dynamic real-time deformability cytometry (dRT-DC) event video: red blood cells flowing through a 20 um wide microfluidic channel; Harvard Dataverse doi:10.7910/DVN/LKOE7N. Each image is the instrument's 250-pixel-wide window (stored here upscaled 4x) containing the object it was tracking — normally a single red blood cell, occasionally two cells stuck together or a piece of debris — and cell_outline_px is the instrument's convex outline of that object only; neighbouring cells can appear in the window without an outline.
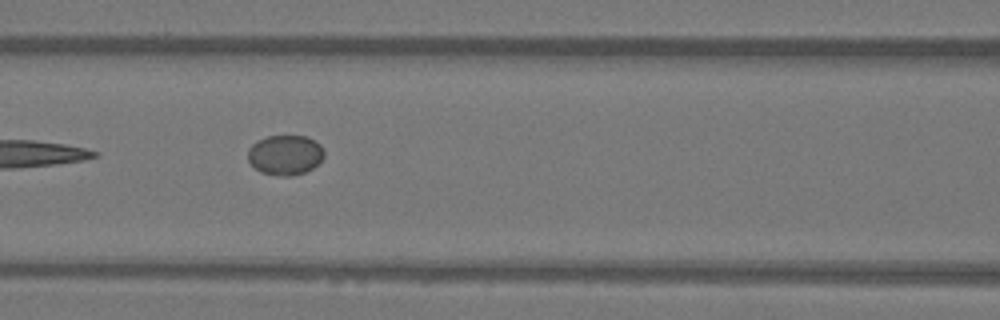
{"species": "Egyptian fruit bat (a non-hibernating species)", "species_latin": "Rousettus aegyptiacus", "temperature_condition": "warm", "stored_images_in_passage": 8, "camera_frame_rate_fps": 3000, "um_per_image_px": 0.085, "animal": {"sex": "female"}, "frame": {"image": 1, "passage_image": 5, "time_ms": 1.333, "image_size_px": [1000, 320], "cell_outline_px": [[324, 156], [312, 168], [304, 172], [292, 176], [280, 176], [260, 172], [248, 160], [248, 148], [256, 140], [268, 136], [308, 136], [320, 144], [324, 152]], "centroid_in_image_um": [24.22, 13.16], "position_along_channel_um": 142.4, "area_um2": 17.74}}
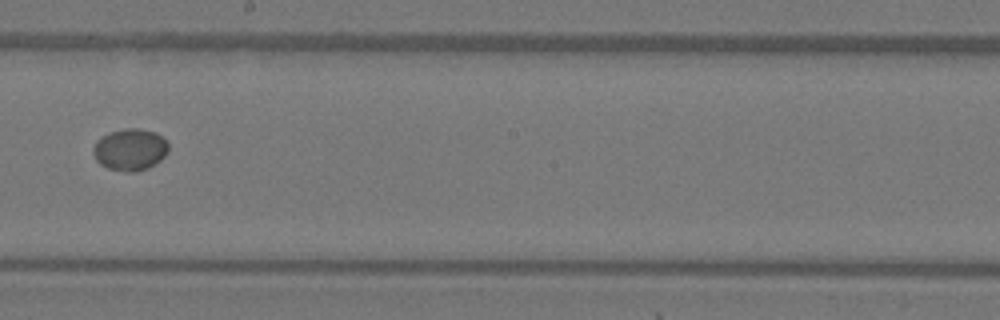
{"frame": {"image": 2, "passage_image": 7, "time_ms": 2.0, "image_size_px": [1000, 320], "cell_outline_px": [[168, 152], [160, 160], [148, 168], [136, 172], [128, 172], [108, 168], [100, 164], [96, 160], [92, 152], [92, 148], [96, 140], [100, 136], [124, 128], [140, 128], [156, 132], [168, 144]], "centroid_in_image_um": [11.03, 12.71], "position_along_channel_um": 237.2, "area_um2": 18.44}}
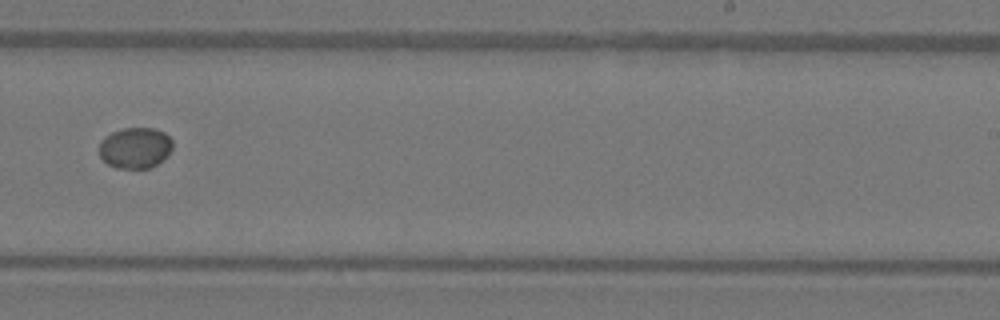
{"frame": {"image": 3, "passage_image": 8, "time_ms": 2.333, "image_size_px": [1000, 320], "cell_outline_px": [[172, 148], [156, 164], [148, 168], [116, 168], [108, 164], [100, 156], [100, 140], [104, 136], [112, 132], [124, 128], [152, 128], [164, 132], [172, 140]], "centroid_in_image_um": [11.46, 12.55], "position_along_channel_um": 277.5, "area_um2": 17.28}}